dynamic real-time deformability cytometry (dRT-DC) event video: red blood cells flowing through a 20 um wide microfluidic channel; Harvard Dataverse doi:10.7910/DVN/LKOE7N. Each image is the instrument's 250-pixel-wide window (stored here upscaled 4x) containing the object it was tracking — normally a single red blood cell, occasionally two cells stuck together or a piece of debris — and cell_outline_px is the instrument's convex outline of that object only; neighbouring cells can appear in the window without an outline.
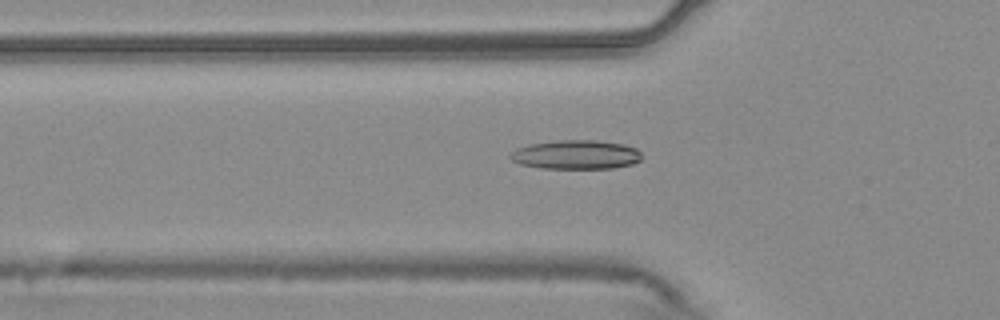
{"species": "common noctule bat (a hibernating species)", "species_latin": "Nyctalus noctula", "temperature_condition": "warm", "stored_images_in_passage": 37, "camera_frame_rate_fps": 3000, "um_per_image_px": 0.085, "animal": {"sex": "male", "body_mass_g": 20.4}, "frame": {"image": 1, "passage_image": 7, "time_ms": 2.0, "image_size_px": [1000, 320], "cell_outline_px": [[640, 160], [632, 164], [612, 168], [540, 168], [520, 164], [512, 160], [508, 156], [516, 148], [528, 144], [560, 140], [596, 140], [624, 144], [636, 148], [640, 152]], "centroid_in_image_um": [48.94, 13.14], "position_along_channel_um": 76.9, "area_um2": 22.25}}
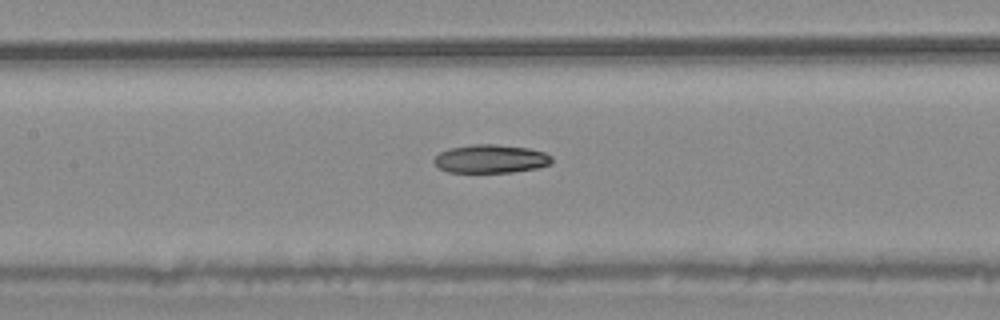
{"frame": {"image": 2, "passage_image": 14, "time_ms": 4.333, "image_size_px": [1000, 320], "cell_outline_px": [[552, 160], [548, 164], [536, 168], [512, 172], [448, 172], [440, 168], [432, 160], [440, 152], [448, 148], [472, 144], [496, 144], [528, 148], [544, 152], [552, 156]], "centroid_in_image_um": [41.69, 13.49], "position_along_channel_um": 165.7, "area_um2": 19.42}}
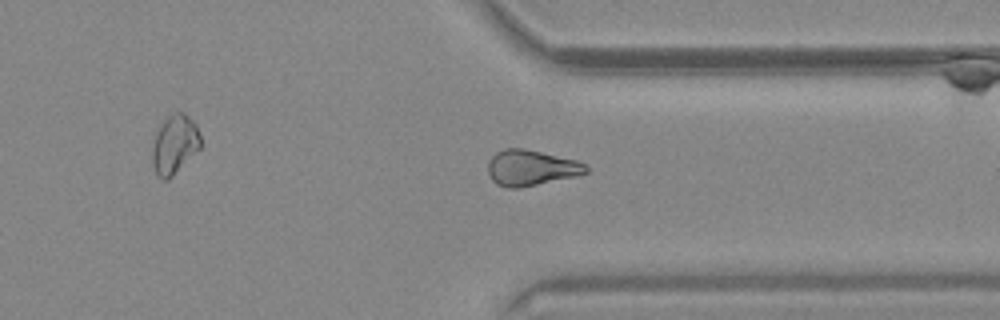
{"frame": {"image": 3, "passage_image": 30, "time_ms": 9.667, "image_size_px": [1000, 320], "cell_outline_px": [[588, 172], [576, 176], [516, 188], [508, 188], [496, 184], [492, 180], [488, 172], [488, 160], [496, 152], [504, 148], [524, 148], [576, 160], [584, 164], [588, 168]], "centroid_in_image_um": [45.1, 14.25], "position_along_channel_um": 366.3, "area_um2": 20.23}, "authors_computed_cell_mechanics": {"area_um2": 20.23, "velocity_mm_per_s": 3.7643, "shape_relaxation_time_tau1_ms": null, "shape_relaxation_time_tau2_ms": 8.8835, "deformation_change_tau1": null, "deformation_change_tau2": 0.1875}}